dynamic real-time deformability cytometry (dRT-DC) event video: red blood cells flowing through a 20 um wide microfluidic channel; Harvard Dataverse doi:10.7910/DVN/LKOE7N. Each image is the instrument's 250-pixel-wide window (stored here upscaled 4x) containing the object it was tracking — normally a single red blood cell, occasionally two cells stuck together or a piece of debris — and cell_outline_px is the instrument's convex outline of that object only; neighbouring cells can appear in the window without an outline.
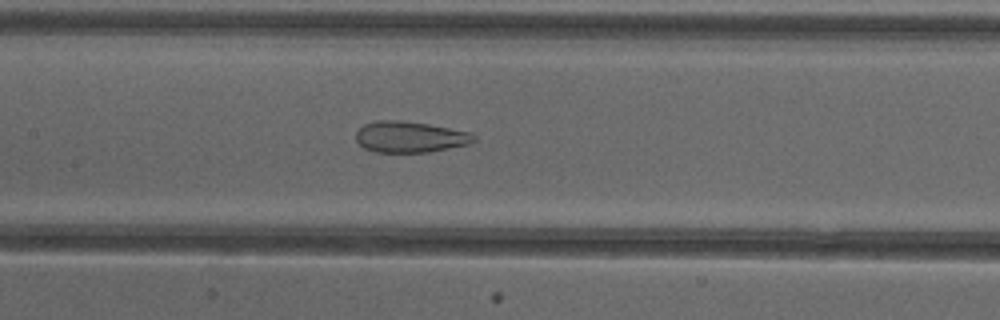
{"species": "common noctule bat (a hibernating species)", "species_latin": "Nyctalus noctula", "temperature_condition": "cold", "stored_images_in_passage": 36, "camera_frame_rate_fps": 3000, "um_per_image_px": 0.085, "animal": {"sex": "female"}, "frame": {"image": 1, "passage_image": 9, "time_ms": 2.667, "image_size_px": [1000, 320], "cell_outline_px": [[476, 140], [468, 144], [428, 152], [376, 152], [364, 148], [356, 140], [356, 132], [364, 124], [376, 120], [400, 120], [428, 124], [472, 132], [476, 136]], "centroid_in_image_um": [34.85, 11.63], "position_along_channel_um": 172.6, "area_um2": 21.39}}
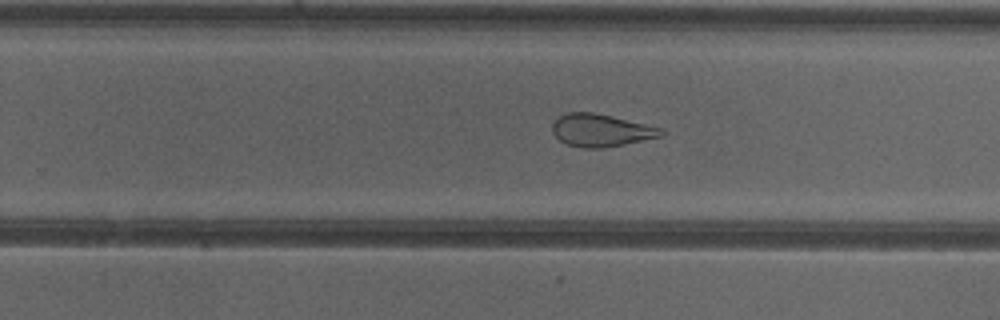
{"frame": {"image": 2, "passage_image": 17, "time_ms": 5.333, "image_size_px": [1000, 320], "cell_outline_px": [[668, 132], [664, 136], [604, 148], [584, 148], [568, 144], [560, 140], [552, 132], [552, 124], [564, 112], [592, 112], [612, 116], [664, 128]], "centroid_in_image_um": [51.14, 11.07], "position_along_channel_um": 278.7, "area_um2": 20.81}}
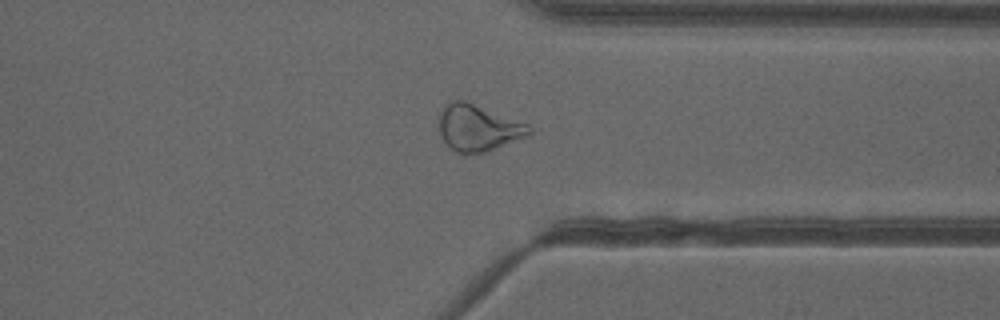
{"frame": {"image": 3, "passage_image": 24, "time_ms": 7.667, "image_size_px": [1000, 320], "cell_outline_px": [[532, 132], [528, 136], [488, 152], [464, 156], [456, 152], [440, 136], [440, 112], [444, 104], [448, 100], [464, 100], [528, 124], [532, 128]], "centroid_in_image_um": [40.64, 10.89], "position_along_channel_um": 370.8, "area_um2": 24.68}, "authors_computed_cell_mechanics": {"area_um2": 24.0159, "velocity_mm_per_s": 4.0017, "shape_relaxation_time_tau1_ms": null, "shape_relaxation_time_tau2_ms": 2.1603, "deformation_change_tau1": null, "deformation_change_tau2": 0.1123}}